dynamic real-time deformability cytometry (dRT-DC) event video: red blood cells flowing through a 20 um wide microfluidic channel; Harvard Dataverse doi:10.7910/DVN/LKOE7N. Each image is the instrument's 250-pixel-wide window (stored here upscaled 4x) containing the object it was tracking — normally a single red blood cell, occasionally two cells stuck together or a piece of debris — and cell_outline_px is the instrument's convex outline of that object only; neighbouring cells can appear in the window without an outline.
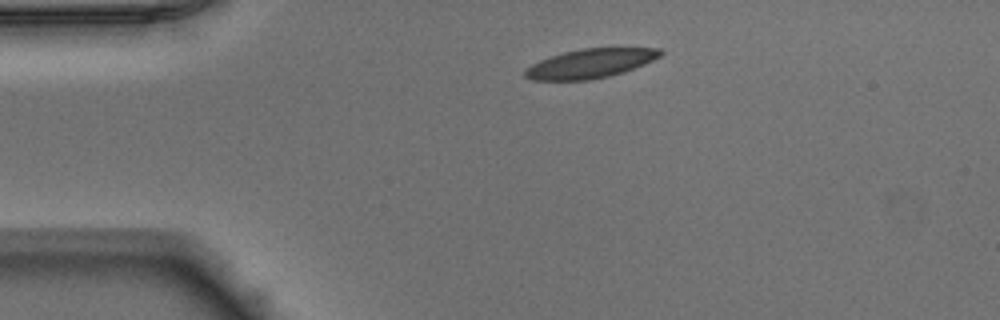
{"species": "Egyptian fruit bat (a non-hibernating species)", "species_latin": "Rousettus aegyptiacus", "temperature_condition": "warm", "stored_images_in_passage": 41, "camera_frame_rate_fps": 3000, "um_per_image_px": 0.085, "animal": {"sex": "male"}, "frame": {"image": 1, "passage_image": 1, "time_ms": 0.0, "image_size_px": [1000, 320], "cell_outline_px": [[664, 52], [660, 56], [644, 64], [624, 72], [592, 80], [532, 80], [524, 76], [524, 72], [532, 64], [540, 60], [564, 52], [580, 48], [660, 48]], "centroid_in_image_um": [50.19, 5.39], "position_along_channel_um": 34.8, "area_um2": 22.89}}
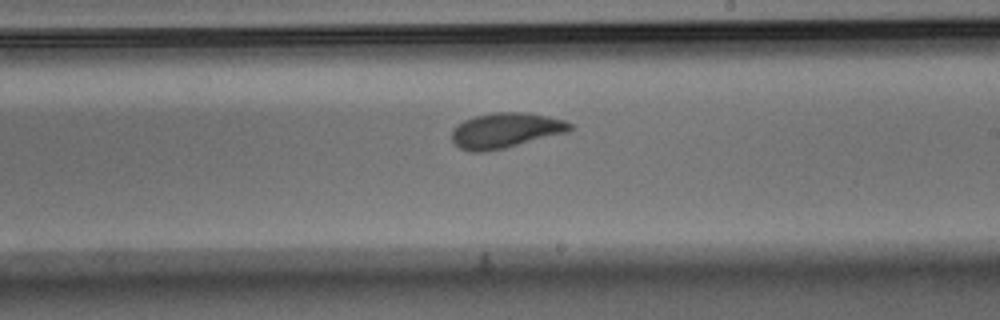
{"frame": {"image": 2, "passage_image": 20, "time_ms": 6.333, "image_size_px": [1000, 320], "cell_outline_px": [[572, 128], [568, 132], [504, 148], [484, 152], [468, 152], [460, 148], [452, 140], [452, 132], [456, 124], [464, 120], [476, 116], [492, 112], [524, 112], [564, 120], [572, 124]], "centroid_in_image_um": [42.94, 11.09], "position_along_channel_um": 246.1, "area_um2": 24.1}}
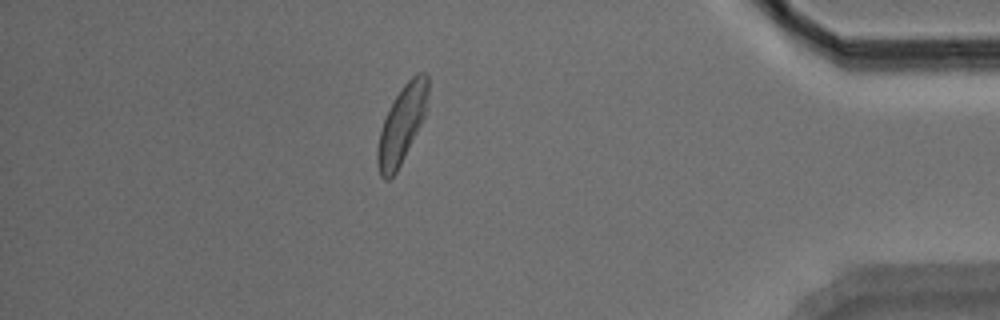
{"frame": {"image": 3, "passage_image": 35, "time_ms": 11.333, "image_size_px": [1000, 320], "cell_outline_px": [[428, 96], [424, 116], [396, 172], [388, 180], [384, 180], [380, 176], [376, 160], [376, 148], [380, 132], [384, 120], [396, 96], [404, 84], [416, 72], [428, 72]], "centroid_in_image_um": [34.14, 10.56], "position_along_channel_um": 401.1, "area_um2": 22.31}, "authors_computed_cell_mechanics": {"area_um2": 23.698, "velocity_mm_per_s": 3.9156, "shape_relaxation_time_tau1_ms": 3.9974, "shape_relaxation_time_tau2_ms": 1.6989, "deformation_change_tau1": 0.1408, "deformation_change_tau2": 0.0824}}